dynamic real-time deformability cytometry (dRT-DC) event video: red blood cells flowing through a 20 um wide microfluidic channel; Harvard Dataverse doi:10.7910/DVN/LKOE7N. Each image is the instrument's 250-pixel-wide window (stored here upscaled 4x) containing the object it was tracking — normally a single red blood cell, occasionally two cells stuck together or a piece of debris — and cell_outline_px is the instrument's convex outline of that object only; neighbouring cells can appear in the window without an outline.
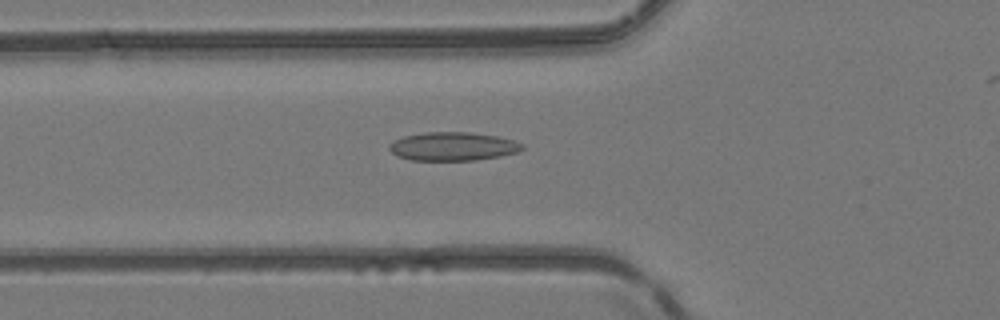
{"species": "common noctule bat (a hibernating species)", "species_latin": "Nyctalus noctula", "temperature_condition": "room temperature", "stored_images_in_passage": 34, "camera_frame_rate_fps": 3000, "um_per_image_px": 0.085, "animal": {"sex": "female", "body_mass_g": 24.6, "forearm_length_mm": 56.2}, "frame": {"image": 1, "passage_image": 7, "time_ms": 2.0, "image_size_px": [1000, 320], "cell_outline_px": [[524, 148], [516, 152], [500, 156], [476, 160], [412, 160], [396, 156], [388, 148], [388, 144], [404, 136], [424, 132], [472, 132], [496, 136], [516, 140], [524, 144]], "centroid_in_image_um": [38.51, 12.44], "position_along_channel_um": 87.3, "area_um2": 22.2}}
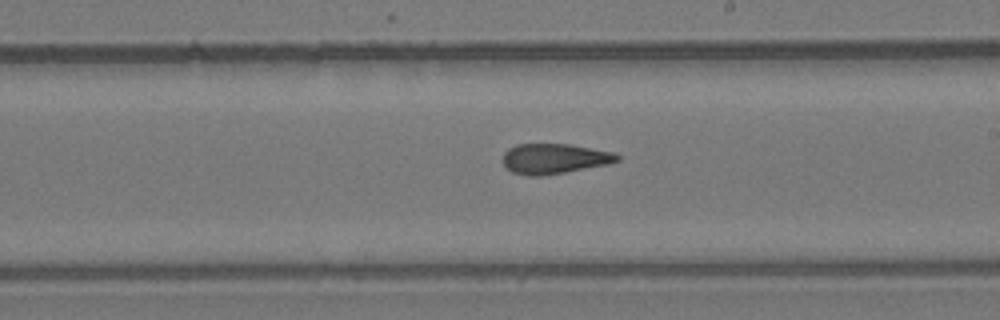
{"frame": {"image": 2, "passage_image": 18, "time_ms": 5.667, "image_size_px": [1000, 320], "cell_outline_px": [[620, 160], [608, 164], [564, 172], [540, 176], [528, 176], [512, 172], [500, 160], [504, 152], [508, 148], [516, 144], [568, 144], [616, 152], [620, 156]], "centroid_in_image_um": [47.1, 13.48], "position_along_channel_um": 241.9, "area_um2": 20.23}}
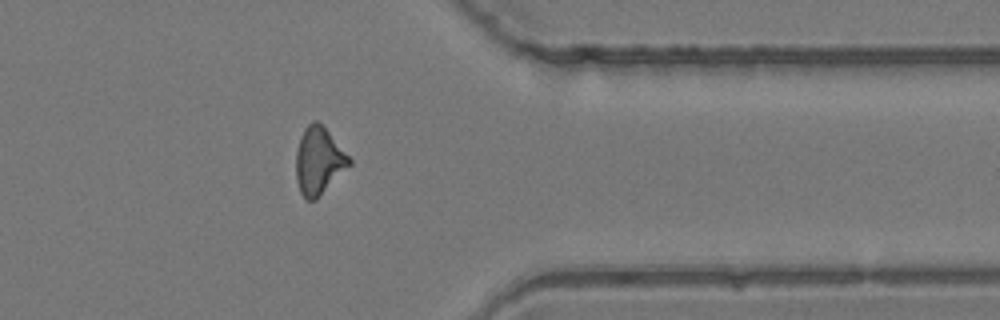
{"frame": {"image": 3, "passage_image": 29, "time_ms": 9.333, "image_size_px": [1000, 320], "cell_outline_px": [[352, 164], [316, 200], [308, 200], [300, 192], [296, 180], [296, 152], [300, 136], [304, 128], [312, 120], [316, 120], [324, 124], [352, 160]], "centroid_in_image_um": [27.11, 13.64], "position_along_channel_um": 384.3, "area_um2": 21.21}}